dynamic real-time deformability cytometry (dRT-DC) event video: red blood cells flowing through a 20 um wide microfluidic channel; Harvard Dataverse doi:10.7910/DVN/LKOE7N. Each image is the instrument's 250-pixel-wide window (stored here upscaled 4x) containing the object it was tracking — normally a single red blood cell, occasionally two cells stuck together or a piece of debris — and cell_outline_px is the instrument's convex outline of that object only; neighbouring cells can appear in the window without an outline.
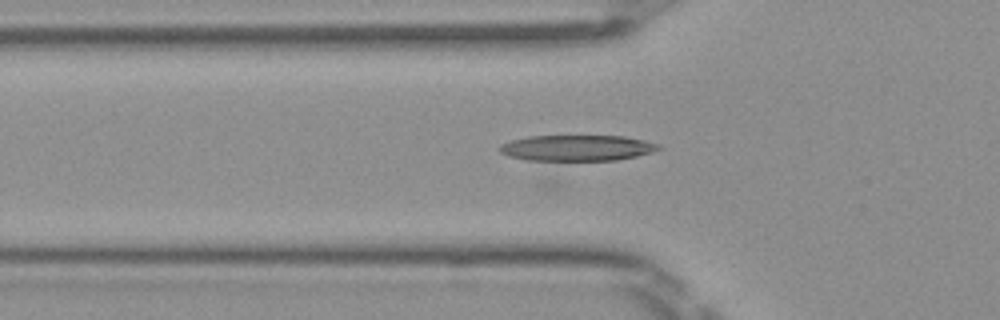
{"species": "Egyptian fruit bat (a non-hibernating species)", "species_latin": "Rousettus aegyptiacus", "temperature_condition": "room temperature", "stored_images_in_passage": 10, "camera_frame_rate_fps": 3000, "um_per_image_px": 0.085, "frame": {"image": 1, "passage_image": 8, "time_ms": 2.333, "image_size_px": [1000, 320], "cell_outline_px": [[664, 148], [652, 152], [636, 156], [616, 160], [544, 164], [508, 156], [500, 152], [496, 148], [500, 144], [512, 140], [528, 136], [624, 136], [644, 140], [660, 144]], "centroid_in_image_um": [48.97, 12.63], "position_along_channel_um": 76.8, "area_um2": 25.37}}